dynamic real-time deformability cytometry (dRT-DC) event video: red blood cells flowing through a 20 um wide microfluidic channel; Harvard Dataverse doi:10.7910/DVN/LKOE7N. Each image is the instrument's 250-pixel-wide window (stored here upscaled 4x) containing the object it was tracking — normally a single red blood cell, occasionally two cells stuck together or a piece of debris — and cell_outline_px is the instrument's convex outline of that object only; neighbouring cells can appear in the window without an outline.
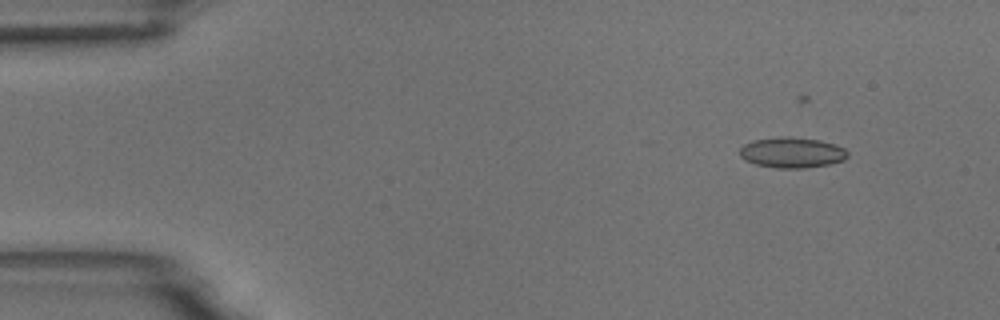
{"species": "common noctule bat (a hibernating species)", "species_latin": "Nyctalus noctula", "temperature_condition": "room temperature", "stored_images_in_passage": 11, "camera_frame_rate_fps": 3000, "um_per_image_px": 0.085, "animal": {"sex": "male", "body_mass_g": 18.8}, "frame": {"image": 1, "passage_image": 2, "time_ms": 2.0, "image_size_px": [1000, 320], "cell_outline_px": [[848, 156], [844, 160], [828, 164], [804, 168], [776, 168], [756, 164], [744, 160], [740, 156], [740, 148], [744, 144], [752, 140], [784, 136], [788, 136], [820, 140], [844, 148], [848, 152]], "centroid_in_image_um": [67.29, 12.96], "position_along_channel_um": 17.7, "area_um2": 19.19}}
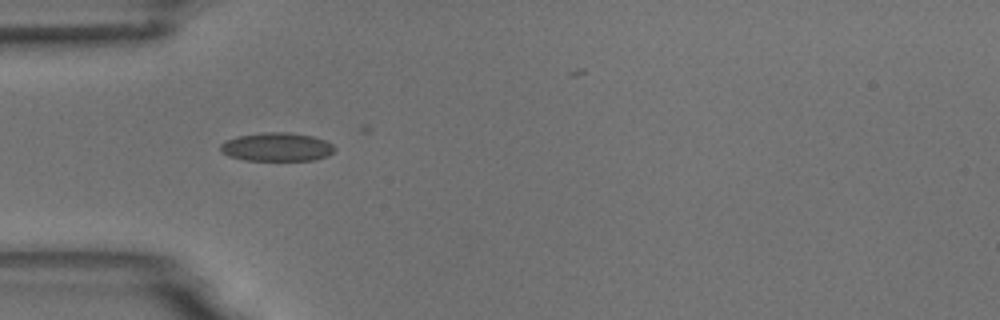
{"frame": {"image": 2, "passage_image": 5, "time_ms": 5.667, "image_size_px": [1000, 320], "cell_outline_px": [[336, 148], [328, 156], [312, 160], [244, 160], [228, 156], [220, 148], [220, 144], [224, 140], [236, 136], [264, 132], [288, 132], [312, 136], [324, 140], [332, 144]], "centroid_in_image_um": [23.51, 12.48], "position_along_channel_um": 61.5, "area_um2": 19.02}}